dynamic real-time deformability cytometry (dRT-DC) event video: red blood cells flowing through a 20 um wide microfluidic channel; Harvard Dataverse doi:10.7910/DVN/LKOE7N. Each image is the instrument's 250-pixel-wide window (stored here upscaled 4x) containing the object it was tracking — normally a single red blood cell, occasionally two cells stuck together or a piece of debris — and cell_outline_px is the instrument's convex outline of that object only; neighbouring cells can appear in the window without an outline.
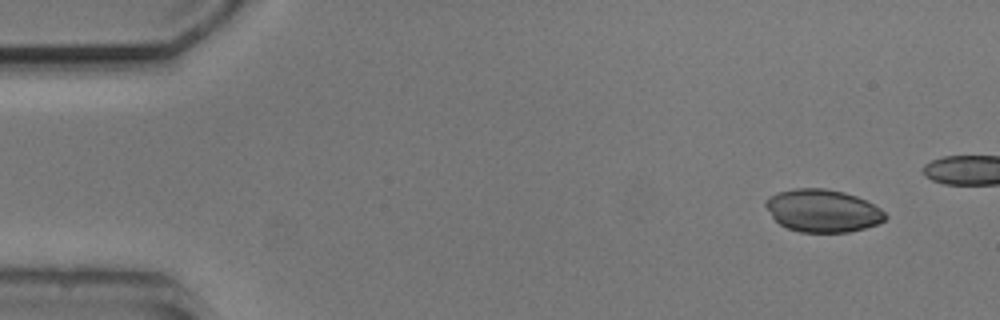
{"species": "common noctule bat (a hibernating species)", "species_latin": "Nyctalus noctula", "temperature_condition": "cold", "stored_images_in_passage": 5, "camera_frame_rate_fps": 3000, "um_per_image_px": 0.085, "animal": {"sex": "male", "body_mass_g": 20.5, "forearm_length_mm": 52.5}, "frame": {"image": 1, "passage_image": 1, "time_ms": 0.0, "image_size_px": [1000, 320], "cell_outline_px": [[888, 216], [884, 220], [876, 224], [864, 228], [848, 232], [800, 232], [788, 228], [780, 224], [772, 216], [764, 204], [764, 200], [768, 196], [776, 192], [796, 188], [824, 188], [844, 192], [856, 196], [880, 208]], "centroid_in_image_um": [69.89, 17.9], "position_along_channel_um": 15.1, "area_um2": 29.65}}